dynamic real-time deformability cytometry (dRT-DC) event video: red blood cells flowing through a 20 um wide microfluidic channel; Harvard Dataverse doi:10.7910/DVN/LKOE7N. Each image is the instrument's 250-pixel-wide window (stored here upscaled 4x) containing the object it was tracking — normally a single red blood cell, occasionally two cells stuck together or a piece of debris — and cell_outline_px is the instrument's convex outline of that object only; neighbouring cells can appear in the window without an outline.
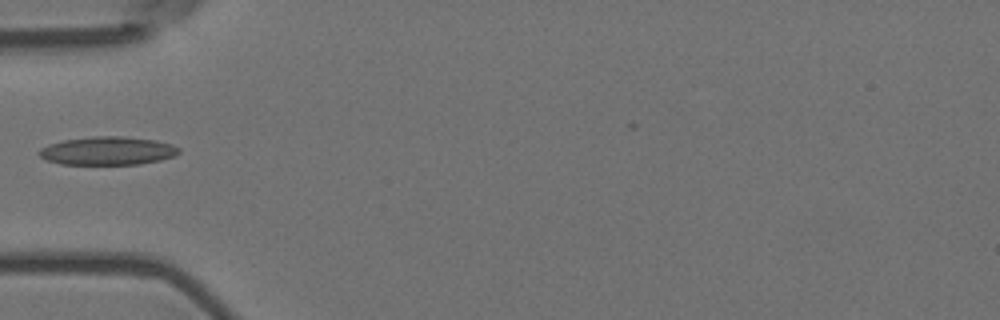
{"species": "Egyptian fruit bat (a non-hibernating species)", "species_latin": "Rousettus aegyptiacus", "temperature_condition": "room temperature", "stored_images_in_passage": 1, "camera_frame_rate_fps": 3000, "um_per_image_px": 0.085, "animal": {"sex": "female"}, "frame": {"image": 1, "passage_image": 1, "time_ms": 0.0, "image_size_px": [1000, 320], "cell_outline_px": [[180, 152], [176, 156], [160, 160], [140, 164], [60, 164], [48, 160], [40, 156], [36, 152], [40, 148], [48, 144], [64, 140], [92, 136], [120, 136], [156, 140], [172, 144], [180, 148]], "centroid_in_image_um": [9.16, 12.81], "position_along_channel_um": 75.8, "area_um2": 23.18}}